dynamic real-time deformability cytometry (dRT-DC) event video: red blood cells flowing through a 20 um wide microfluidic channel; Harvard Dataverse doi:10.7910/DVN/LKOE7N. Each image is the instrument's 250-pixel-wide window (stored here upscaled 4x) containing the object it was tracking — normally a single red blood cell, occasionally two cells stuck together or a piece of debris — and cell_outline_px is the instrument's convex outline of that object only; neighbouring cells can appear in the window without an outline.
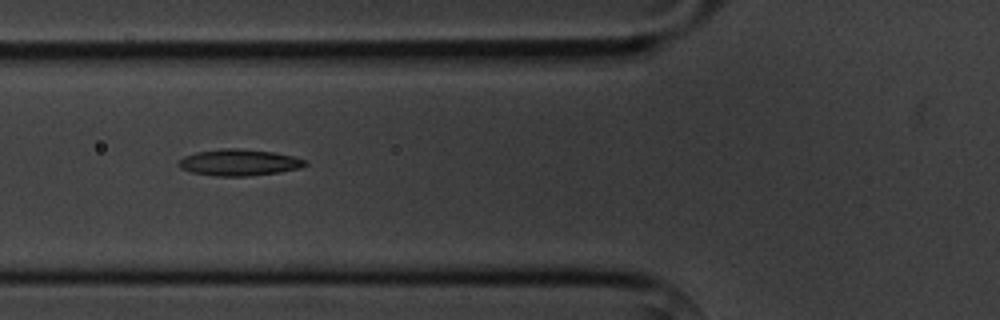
{"species": "common noctule bat (a hibernating species)", "species_latin": "Nyctalus noctula", "temperature_condition": "cold", "stored_images_in_passage": 7, "camera_frame_rate_fps": 3000, "um_per_image_px": 0.085, "animal": {"sex": "male", "body_mass_g": 20.1, "forearm_length_mm": 53.5}, "frame": {"image": 1, "passage_image": 6, "time_ms": 5.667, "image_size_px": [1000, 320], "cell_outline_px": [[308, 164], [300, 168], [280, 172], [248, 176], [216, 176], [192, 172], [180, 168], [176, 164], [184, 156], [196, 152], [224, 148], [236, 148], [272, 152], [292, 156], [304, 160]], "centroid_in_image_um": [20.29, 13.81], "position_along_channel_um": 105.5, "area_um2": 19.36}}
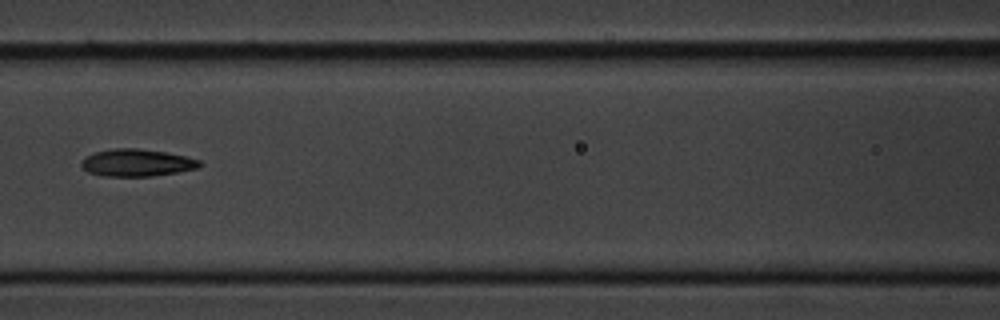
{"frame": {"image": 2, "passage_image": 7, "time_ms": 7.0, "image_size_px": [1000, 320], "cell_outline_px": [[204, 164], [196, 168], [176, 172], [152, 176], [104, 176], [88, 172], [80, 164], [88, 156], [96, 152], [112, 148], [136, 148], [164, 152], [184, 156], [200, 160]], "centroid_in_image_um": [11.64, 13.83], "position_along_channel_um": 155.0, "area_um2": 18.5}}